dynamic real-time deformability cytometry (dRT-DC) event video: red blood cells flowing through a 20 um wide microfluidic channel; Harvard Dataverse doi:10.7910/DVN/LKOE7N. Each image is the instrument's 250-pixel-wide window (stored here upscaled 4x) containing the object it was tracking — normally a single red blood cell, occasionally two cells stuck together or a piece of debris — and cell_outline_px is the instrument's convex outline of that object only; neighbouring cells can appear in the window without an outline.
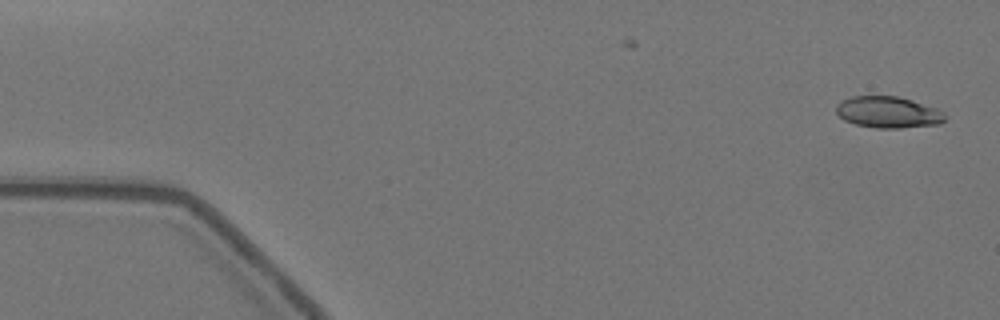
{"species": "Egyptian fruit bat (a non-hibernating species)", "species_latin": "Rousettus aegyptiacus", "temperature_condition": "warm", "stored_images_in_passage": 30, "camera_frame_rate_fps": 3000, "um_per_image_px": 0.085, "animal": {"sex": "female"}, "frame": {"image": 1, "passage_image": 2, "time_ms": 0.333, "image_size_px": [1000, 320], "cell_outline_px": [[948, 116], [940, 124], [900, 128], [876, 128], [856, 124], [844, 120], [836, 112], [836, 104], [840, 100], [852, 96], [896, 96], [912, 100], [936, 108], [944, 112]], "centroid_in_image_um": [75.49, 9.54], "position_along_channel_um": 9.5, "area_um2": 20.06}}
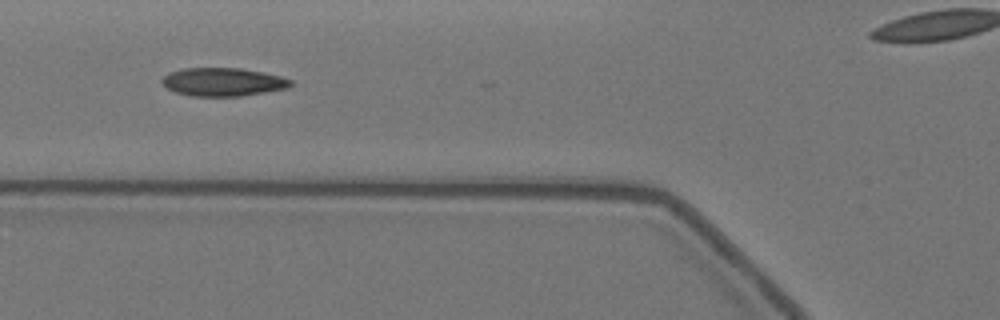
{"frame": {"image": 2, "passage_image": 21, "time_ms": 6.667, "image_size_px": [1000, 320], "cell_outline_px": [[292, 84], [288, 88], [240, 96], [192, 96], [176, 92], [168, 88], [160, 80], [168, 72], [180, 68], [240, 68], [264, 72], [280, 76], [292, 80]], "centroid_in_image_um": [18.94, 6.95], "position_along_channel_um": 106.9, "area_um2": 21.21}}
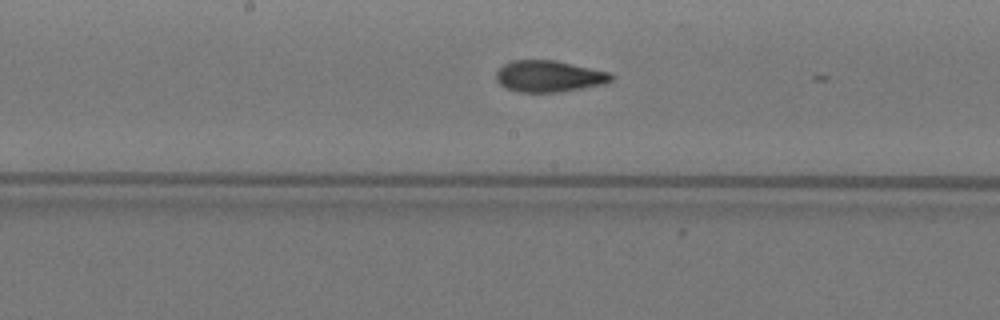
{"frame": {"image": 3, "passage_image": 29, "time_ms": 9.333, "image_size_px": [1000, 320], "cell_outline_px": [[612, 80], [604, 84], [560, 92], [520, 92], [508, 88], [500, 84], [496, 80], [496, 72], [504, 64], [512, 60], [552, 60], [608, 72], [612, 76]], "centroid_in_image_um": [46.63, 6.49], "position_along_channel_um": 201.6, "area_um2": 20.75}}